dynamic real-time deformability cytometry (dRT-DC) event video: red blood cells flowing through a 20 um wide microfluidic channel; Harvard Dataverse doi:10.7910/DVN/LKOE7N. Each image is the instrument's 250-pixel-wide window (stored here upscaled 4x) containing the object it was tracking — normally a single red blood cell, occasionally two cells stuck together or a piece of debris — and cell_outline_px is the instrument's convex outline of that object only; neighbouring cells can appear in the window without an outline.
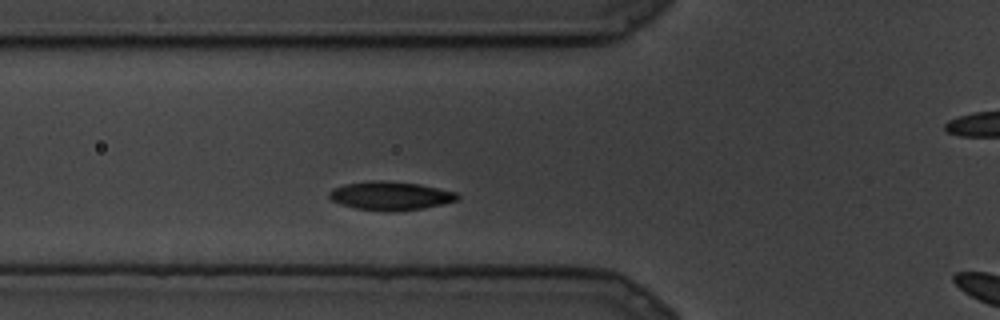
{"species": "common noctule bat (a hibernating species)", "species_latin": "Nyctalus noctula", "temperature_condition": "cold", "stored_images_in_passage": 4, "camera_frame_rate_fps": 3000, "um_per_image_px": 0.085, "animal": {"sex": "male", "body_mass_g": 19.5, "forearm_length_mm": 54.6}, "frame": {"image": 1, "passage_image": 3, "time_ms": 0.667, "image_size_px": [1000, 320], "cell_outline_px": [[460, 196], [456, 200], [440, 204], [420, 208], [356, 208], [340, 204], [332, 200], [328, 196], [328, 192], [332, 188], [344, 184], [368, 180], [384, 180], [420, 184], [456, 192]], "centroid_in_image_um": [33.13, 16.57], "position_along_channel_um": 92.7, "area_um2": 20.4}}